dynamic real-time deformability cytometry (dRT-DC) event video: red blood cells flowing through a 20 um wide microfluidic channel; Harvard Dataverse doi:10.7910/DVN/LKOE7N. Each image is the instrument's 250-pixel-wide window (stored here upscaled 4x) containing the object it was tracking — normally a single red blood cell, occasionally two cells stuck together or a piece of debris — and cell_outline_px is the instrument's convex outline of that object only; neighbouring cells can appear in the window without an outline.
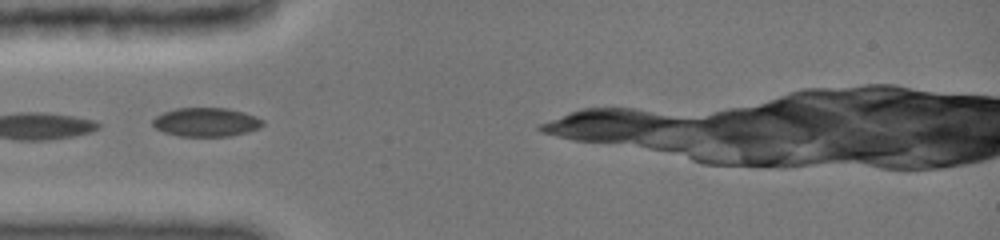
{"species": "common noctule bat (a hibernating species)", "species_latin": "Nyctalus noctula", "temperature_condition": "cold", "stored_images_in_passage": 20, "segment_of_instrument_passage": [2, 2], "camera_frame_rate_fps": 3000, "um_per_image_px": 0.085, "animal": {"sex": "female", "body_mass_g": 19.0, "forearm_length_mm": 51.5}, "frame": {"image": 1, "passage_image": 4, "time_ms": 1.667, "image_size_px": [1000, 240], "cell_outline_px": [[264, 124], [260, 128], [248, 132], [228, 136], [180, 136], [164, 132], [156, 128], [152, 124], [152, 120], [156, 116], [164, 112], [176, 108], [228, 108], [244, 112], [256, 116], [264, 120]], "centroid_in_image_um": [17.55, 10.38], "position_along_channel_um": 67.4, "area_um2": 18.55}}